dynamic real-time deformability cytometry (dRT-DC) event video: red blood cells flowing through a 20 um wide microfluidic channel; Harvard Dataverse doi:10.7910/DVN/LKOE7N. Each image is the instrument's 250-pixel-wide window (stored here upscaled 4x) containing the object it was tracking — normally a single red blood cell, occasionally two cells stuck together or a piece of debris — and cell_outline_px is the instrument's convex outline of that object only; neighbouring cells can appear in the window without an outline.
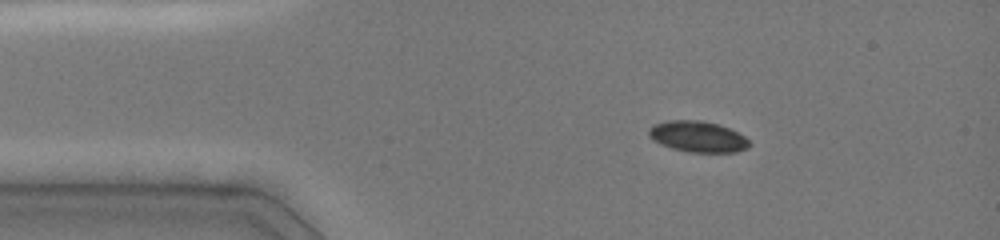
{"species": "common noctule bat (a hibernating species)", "species_latin": "Nyctalus noctula", "temperature_condition": "cold", "stored_images_in_passage": 6, "camera_frame_rate_fps": 3000, "um_per_image_px": 0.085, "animal": {"sex": "female", "body_mass_g": 19.0, "forearm_length_mm": 51.5}, "frame": {"image": 1, "passage_image": 3, "time_ms": 1.667, "image_size_px": [1000, 240], "cell_outline_px": [[752, 144], [748, 148], [736, 152], [688, 152], [672, 148], [660, 144], [652, 140], [648, 136], [648, 128], [652, 124], [668, 120], [704, 120], [728, 128], [744, 136]], "centroid_in_image_um": [59.27, 11.61], "position_along_channel_um": 25.7, "area_um2": 18.32}}
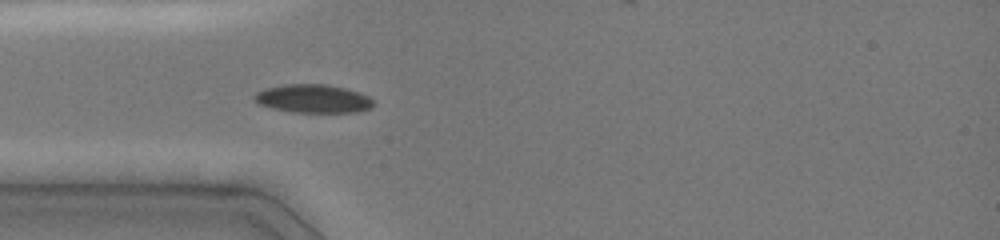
{"frame": {"image": 2, "passage_image": 6, "time_ms": 3.667, "image_size_px": [1000, 240], "cell_outline_px": [[372, 108], [356, 112], [292, 112], [272, 108], [260, 104], [252, 96], [256, 92], [264, 88], [284, 84], [328, 84], [344, 88], [368, 96], [372, 100]], "centroid_in_image_um": [26.58, 8.38], "position_along_channel_um": 58.4, "area_um2": 19.59}}